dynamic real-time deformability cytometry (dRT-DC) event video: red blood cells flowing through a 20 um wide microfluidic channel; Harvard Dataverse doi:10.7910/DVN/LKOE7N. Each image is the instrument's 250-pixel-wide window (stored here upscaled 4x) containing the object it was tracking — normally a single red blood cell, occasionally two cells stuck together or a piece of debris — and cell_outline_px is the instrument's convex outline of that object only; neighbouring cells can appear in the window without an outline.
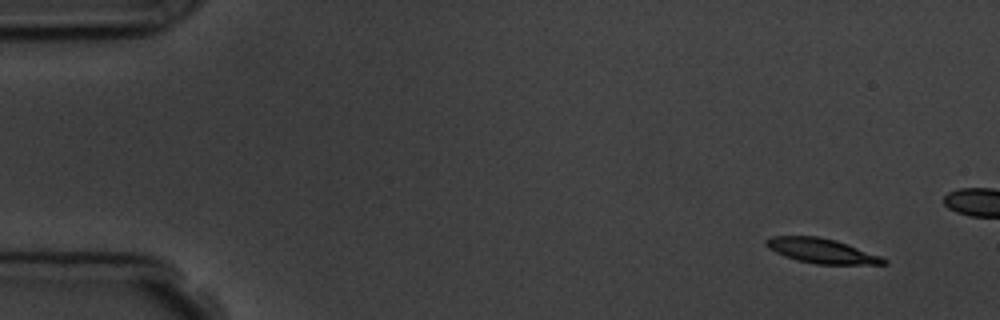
{"species": "common noctule bat (a hibernating species)", "species_latin": "Nyctalus noctula", "temperature_condition": "room temperature", "stored_images_in_passage": 5, "camera_frame_rate_fps": 3000, "um_per_image_px": 0.085, "animal": {"sex": "male", "body_mass_g": 19.5, "forearm_length_mm": 54.6}, "frame": {"image": 1, "passage_image": 1, "time_ms": 0.0, "image_size_px": [1000, 320], "cell_outline_px": [[888, 264], [816, 264], [796, 260], [784, 256], [768, 248], [764, 244], [764, 240], [772, 236], [816, 236], [836, 240], [880, 256], [888, 260]], "centroid_in_image_um": [69.8, 21.32], "position_along_channel_um": 15.2, "area_um2": 16.88}}